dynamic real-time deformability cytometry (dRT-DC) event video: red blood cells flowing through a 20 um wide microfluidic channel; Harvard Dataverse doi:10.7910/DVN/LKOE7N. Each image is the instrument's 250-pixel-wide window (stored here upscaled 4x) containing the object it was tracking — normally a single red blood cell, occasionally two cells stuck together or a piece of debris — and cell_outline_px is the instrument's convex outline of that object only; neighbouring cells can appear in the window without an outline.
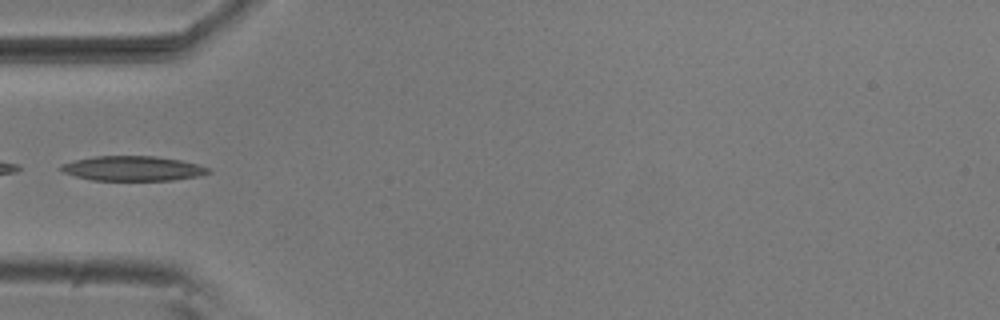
{"species": "common noctule bat (a hibernating species)", "species_latin": "Nyctalus noctula", "temperature_condition": "room temperature", "stored_images_in_passage": 5, "camera_frame_rate_fps": 3000, "um_per_image_px": 0.085, "animal": {"sex": "male", "body_mass_g": 20.5, "forearm_length_mm": 52.5}, "frame": {"image": 1, "passage_image": 5, "time_ms": 1.333, "image_size_px": [1000, 320], "cell_outline_px": [[212, 172], [200, 176], [172, 180], [92, 180], [76, 176], [64, 172], [60, 168], [60, 164], [72, 160], [96, 156], [152, 156], [180, 160], [196, 164], [208, 168]], "centroid_in_image_um": [11.27, 14.32], "position_along_channel_um": 73.7, "area_um2": 21.15}}